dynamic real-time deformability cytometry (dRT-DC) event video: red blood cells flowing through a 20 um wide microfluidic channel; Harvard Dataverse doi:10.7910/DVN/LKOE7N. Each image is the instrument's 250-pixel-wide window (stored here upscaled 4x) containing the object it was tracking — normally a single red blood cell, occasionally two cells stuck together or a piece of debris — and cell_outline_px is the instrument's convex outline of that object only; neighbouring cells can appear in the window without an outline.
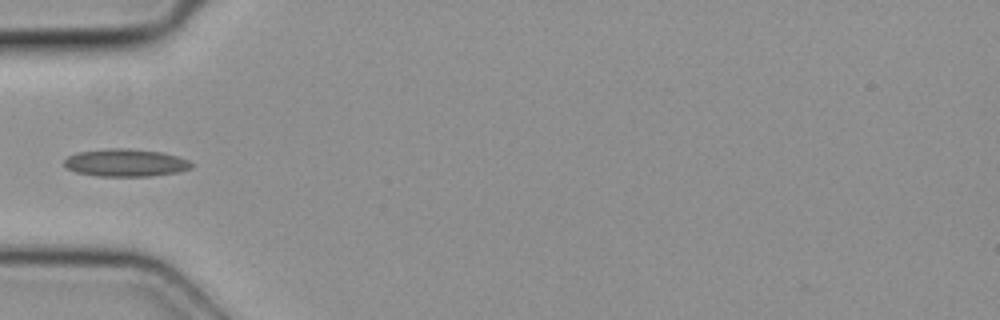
{"species": "common noctule bat (a hibernating species)", "species_latin": "Nyctalus noctula", "temperature_condition": "cold", "stored_images_in_passage": 5, "camera_frame_rate_fps": 3000, "um_per_image_px": 0.085, "animal": {"sex": "female", "body_mass_g": 19.3, "forearm_length_mm": 54.1}, "frame": {"image": 1, "passage_image": 4, "time_ms": 1.0, "image_size_px": [1000, 320], "cell_outline_px": [[192, 168], [176, 172], [148, 176], [96, 176], [76, 172], [64, 168], [64, 160], [68, 156], [76, 152], [112, 148], [124, 148], [160, 152], [176, 156], [188, 160], [192, 164]], "centroid_in_image_um": [10.61, 13.84], "position_along_channel_um": 74.4, "area_um2": 20.35}}
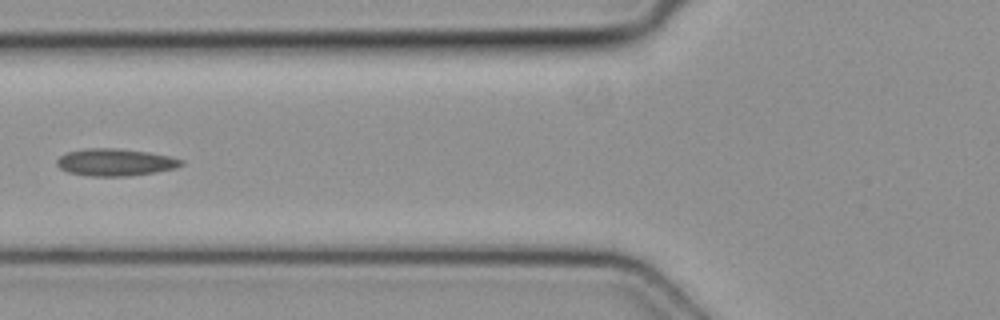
{"frame": {"image": 2, "passage_image": 5, "time_ms": 1.333, "image_size_px": [1000, 320], "cell_outline_px": [[184, 164], [176, 168], [156, 172], [128, 176], [88, 176], [68, 172], [60, 168], [56, 164], [56, 160], [60, 156], [68, 152], [88, 148], [120, 148], [148, 152], [172, 156], [184, 160]], "centroid_in_image_um": [9.83, 13.79], "position_along_channel_um": 116.0, "area_um2": 19.88}}